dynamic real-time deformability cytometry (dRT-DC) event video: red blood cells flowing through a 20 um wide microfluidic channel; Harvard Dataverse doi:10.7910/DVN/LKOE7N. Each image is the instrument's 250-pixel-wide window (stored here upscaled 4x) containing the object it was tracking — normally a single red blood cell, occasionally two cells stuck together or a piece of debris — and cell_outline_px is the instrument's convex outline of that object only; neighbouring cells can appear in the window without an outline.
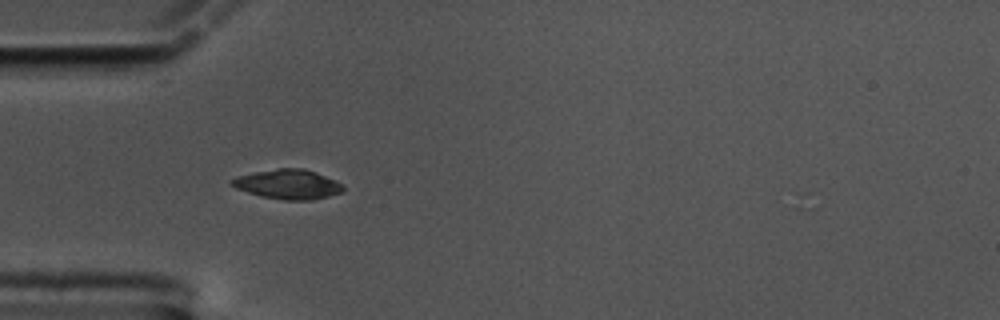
{"species": "common noctule bat (a hibernating species)", "species_latin": "Nyctalus noctula", "temperature_condition": "cold", "stored_images_in_passage": 44, "camera_frame_rate_fps": 3000, "um_per_image_px": 0.085, "animal": {"sex": "male", "body_mass_g": 17.5, "forearm_length_mm": 52.3}, "frame": {"image": 1, "passage_image": 2, "time_ms": 0.333, "image_size_px": [1000, 320], "cell_outline_px": [[344, 188], [340, 192], [328, 196], [312, 200], [284, 200], [260, 196], [236, 188], [228, 180], [240, 176], [256, 172], [276, 168], [304, 168], [316, 172], [336, 180], [344, 184]], "centroid_in_image_um": [24.51, 15.66], "position_along_channel_um": 60.5, "area_um2": 19.13}}
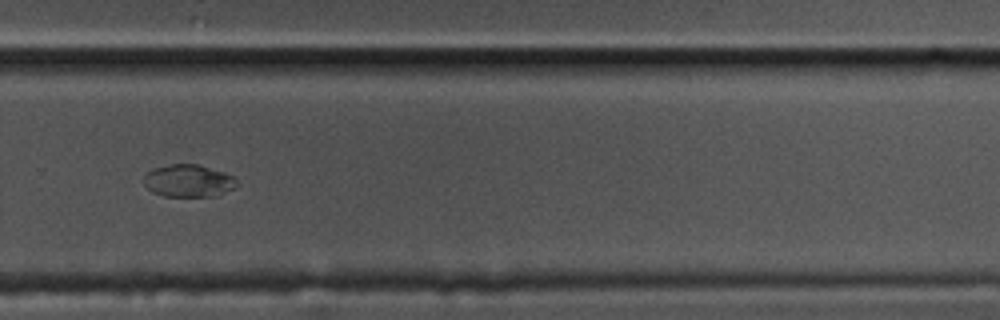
{"frame": {"image": 2, "passage_image": 25, "time_ms": 8.0, "image_size_px": [1000, 320], "cell_outline_px": [[236, 188], [216, 196], [164, 196], [152, 192], [144, 184], [144, 176], [148, 172], [156, 168], [172, 164], [196, 164], [224, 172], [232, 176], [236, 184]], "centroid_in_image_um": [16.02, 15.38], "position_along_channel_um": 313.8, "area_um2": 17.34}}
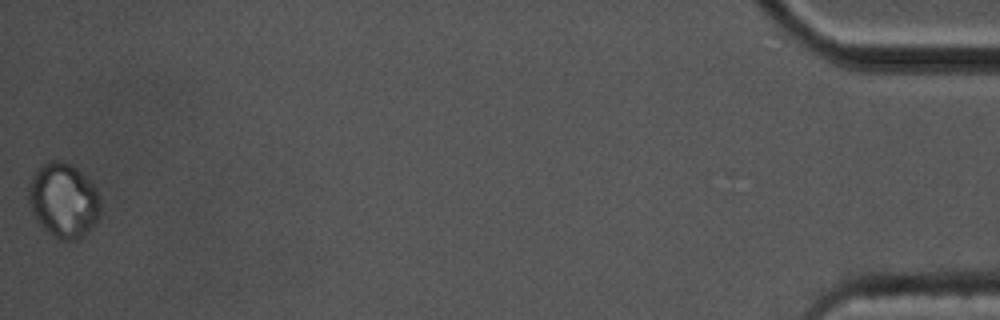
{"frame": {"image": 3, "passage_image": 44, "time_ms": 14.333, "image_size_px": [1000, 320], "cell_outline_px": [[100, 212], [96, 224], [84, 236], [76, 240], [60, 240], [48, 232], [36, 220], [28, 204], [28, 184], [36, 168], [40, 164], [52, 160], [60, 160], [72, 164], [96, 188], [100, 196]], "centroid_in_image_um": [5.38, 17.02], "position_along_channel_um": 429.8, "area_um2": 31.67}, "authors_computed_cell_mechanics": {"area_um2": 18.7561, "velocity_mm_per_s": 3.3399, "shape_relaxation_time_tau1_ms": 3.8583, "shape_relaxation_time_tau2_ms": null, "deformation_change_tau1": 0.0827, "deformation_change_tau2": null}}